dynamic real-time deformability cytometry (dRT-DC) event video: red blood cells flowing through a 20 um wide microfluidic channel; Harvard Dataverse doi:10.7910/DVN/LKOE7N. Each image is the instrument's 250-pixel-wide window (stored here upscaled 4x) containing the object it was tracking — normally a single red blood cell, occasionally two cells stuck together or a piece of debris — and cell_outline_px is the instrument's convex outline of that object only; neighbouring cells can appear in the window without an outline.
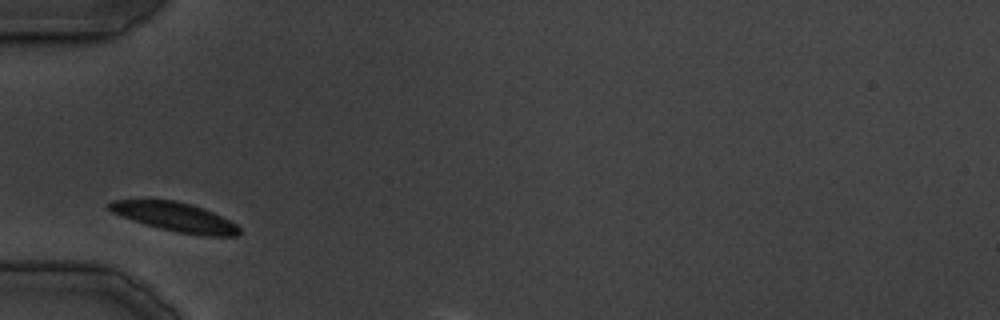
{"species": "common noctule bat (a hibernating species)", "species_latin": "Nyctalus noctula", "temperature_condition": "cold", "stored_images_in_passage": 4, "camera_frame_rate_fps": 3000, "um_per_image_px": 0.085, "animal": {"sex": "male", "body_mass_g": 19.5, "forearm_length_mm": 54.6}, "frame": {"image": 1, "passage_image": 1, "time_ms": 0.0, "image_size_px": [1000, 320], "cell_outline_px": [[240, 232], [236, 236], [204, 236], [176, 232], [160, 228], [112, 212], [108, 208], [108, 204], [112, 200], [176, 200], [204, 208], [236, 224], [240, 228]], "centroid_in_image_um": [14.93, 18.44], "position_along_channel_um": 70.1, "area_um2": 21.56}}